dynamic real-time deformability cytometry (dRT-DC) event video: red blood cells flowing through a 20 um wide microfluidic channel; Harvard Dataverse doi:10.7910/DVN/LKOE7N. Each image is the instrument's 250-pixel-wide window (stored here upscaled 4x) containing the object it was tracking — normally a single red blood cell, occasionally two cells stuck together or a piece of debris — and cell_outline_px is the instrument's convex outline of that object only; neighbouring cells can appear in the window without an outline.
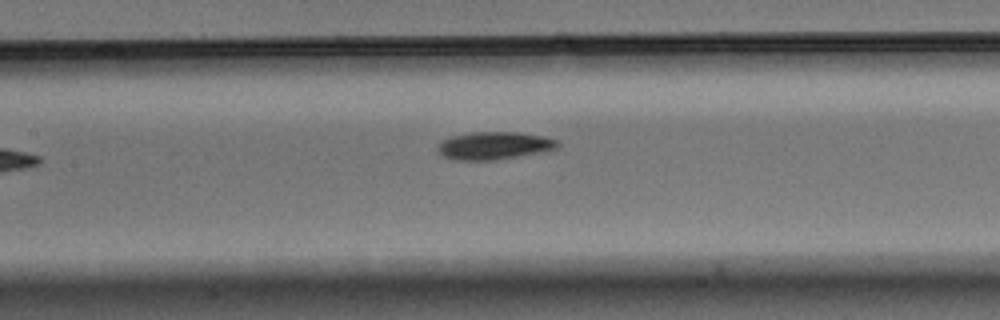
{"species": "Egyptian fruit bat (a non-hibernating species)", "species_latin": "Rousettus aegyptiacus", "temperature_condition": "warm", "stored_images_in_passage": 7, "camera_frame_rate_fps": 3000, "um_per_image_px": 0.085, "animal": {"sex": "male"}, "frame": {"image": 1, "passage_image": 7, "time_ms": 2.0, "image_size_px": [1000, 320], "cell_outline_px": [[560, 148], [516, 156], [492, 160], [452, 160], [444, 156], [436, 148], [444, 140], [452, 136], [472, 132], [520, 132], [544, 136], [556, 140], [560, 144]], "centroid_in_image_um": [42.02, 12.37], "position_along_channel_um": 165.4, "area_um2": 19.13}}